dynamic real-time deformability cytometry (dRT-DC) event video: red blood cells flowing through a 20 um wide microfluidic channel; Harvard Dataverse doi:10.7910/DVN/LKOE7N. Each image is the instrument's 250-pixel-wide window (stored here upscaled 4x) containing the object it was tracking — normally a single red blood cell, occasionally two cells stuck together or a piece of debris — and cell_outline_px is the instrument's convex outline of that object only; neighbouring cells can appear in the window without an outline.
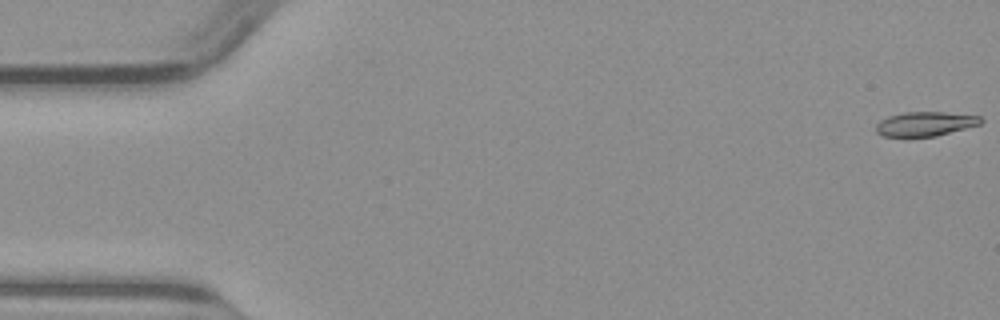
{"species": "common noctule bat (a hibernating species)", "species_latin": "Nyctalus noctula", "temperature_condition": "warm", "stored_images_in_passage": 50, "camera_frame_rate_fps": 3000, "um_per_image_px": 0.085, "animal": {"sex": "male", "body_mass_g": 23.1, "forearm_length_mm": 52.7}, "frame": {"image": 1, "passage_image": 1, "time_ms": 0.0, "image_size_px": [1000, 320], "cell_outline_px": [[984, 120], [980, 124], [936, 136], [904, 140], [884, 136], [876, 132], [876, 124], [880, 120], [888, 116], [904, 112], [944, 112], [980, 116]], "centroid_in_image_um": [78.57, 10.57], "position_along_channel_um": 6.4, "area_um2": 15.49}}
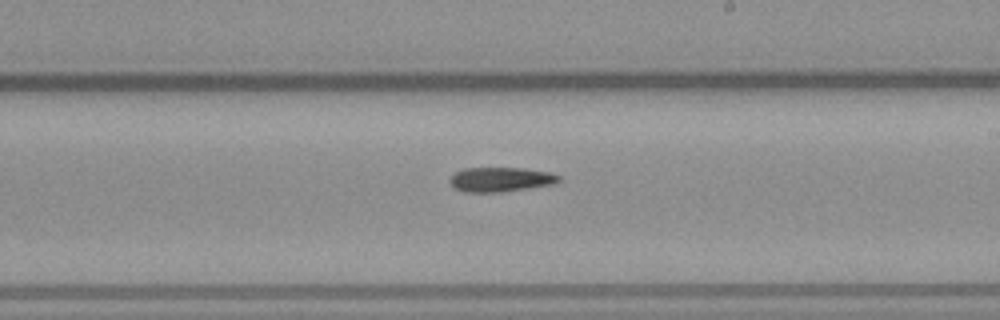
{"frame": {"image": 2, "passage_image": 29, "time_ms": 9.333, "image_size_px": [1000, 320], "cell_outline_px": [[560, 180], [556, 184], [500, 192], [464, 192], [452, 188], [448, 180], [456, 172], [464, 168], [520, 168], [552, 172], [560, 176]], "centroid_in_image_um": [42.55, 15.26], "position_along_channel_um": 246.5, "area_um2": 15.72}}
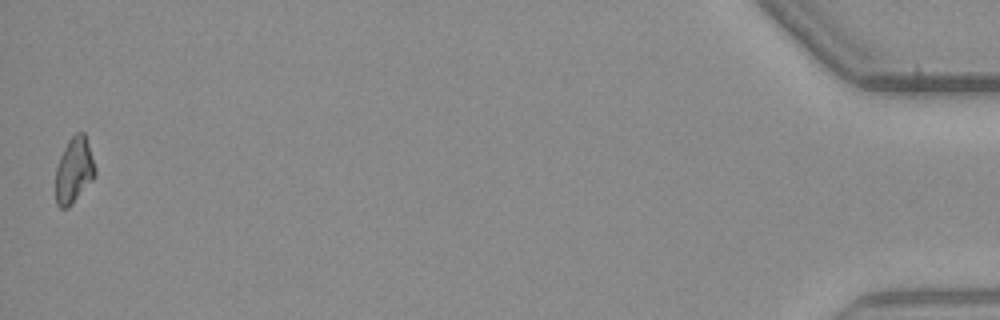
{"frame": {"image": 3, "passage_image": 50, "time_ms": 16.333, "image_size_px": [1000, 320], "cell_outline_px": [[96, 176], [72, 204], [68, 208], [60, 208], [56, 204], [56, 168], [60, 156], [68, 140], [76, 132], [84, 132], [96, 168]], "centroid_in_image_um": [6.29, 14.49], "position_along_channel_um": 428.9, "area_um2": 15.14}}